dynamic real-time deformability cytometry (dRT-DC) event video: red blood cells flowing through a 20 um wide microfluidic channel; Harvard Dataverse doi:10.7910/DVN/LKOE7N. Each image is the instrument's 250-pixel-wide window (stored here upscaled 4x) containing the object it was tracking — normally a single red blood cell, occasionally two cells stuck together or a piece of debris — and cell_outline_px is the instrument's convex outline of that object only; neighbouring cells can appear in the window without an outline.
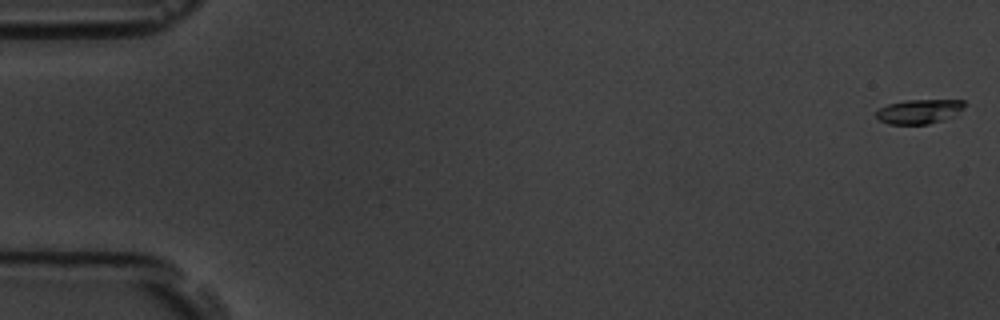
{"species": "common noctule bat (a hibernating species)", "species_latin": "Nyctalus noctula", "temperature_condition": "room temperature", "stored_images_in_passage": 5, "camera_frame_rate_fps": 3000, "um_per_image_px": 0.085, "animal": {"sex": "male", "body_mass_g": 19.5, "forearm_length_mm": 54.6}, "frame": {"image": 1, "passage_image": 1, "time_ms": 0.0, "image_size_px": [1000, 320], "cell_outline_px": [[964, 108], [956, 116], [944, 120], [928, 124], [888, 124], [880, 120], [876, 116], [876, 112], [880, 108], [888, 104], [908, 100], [964, 100]], "centroid_in_image_um": [78.17, 9.48], "position_along_channel_um": 6.8, "area_um2": 12.6}}